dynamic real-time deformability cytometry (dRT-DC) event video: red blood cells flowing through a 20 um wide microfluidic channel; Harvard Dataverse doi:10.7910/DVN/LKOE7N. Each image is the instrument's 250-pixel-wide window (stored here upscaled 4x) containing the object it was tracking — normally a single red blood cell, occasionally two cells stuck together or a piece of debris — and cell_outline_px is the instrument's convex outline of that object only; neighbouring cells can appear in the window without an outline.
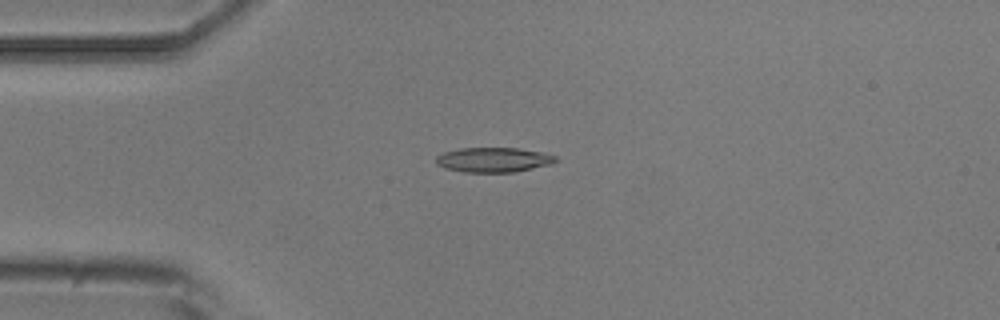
{"species": "common noctule bat (a hibernating species)", "species_latin": "Nyctalus noctula", "temperature_condition": "room temperature", "stored_images_in_passage": 5, "camera_frame_rate_fps": 3000, "um_per_image_px": 0.085, "animal": {"sex": "male", "body_mass_g": 20.5, "forearm_length_mm": 52.5}, "frame": {"image": 1, "passage_image": 4, "time_ms": 3.667, "image_size_px": [1000, 320], "cell_outline_px": [[556, 160], [552, 164], [516, 172], [464, 172], [444, 168], [436, 164], [436, 156], [444, 152], [460, 148], [520, 148], [540, 152], [556, 156]], "centroid_in_image_um": [41.93, 13.58], "position_along_channel_um": 43.1, "area_um2": 17.28}}